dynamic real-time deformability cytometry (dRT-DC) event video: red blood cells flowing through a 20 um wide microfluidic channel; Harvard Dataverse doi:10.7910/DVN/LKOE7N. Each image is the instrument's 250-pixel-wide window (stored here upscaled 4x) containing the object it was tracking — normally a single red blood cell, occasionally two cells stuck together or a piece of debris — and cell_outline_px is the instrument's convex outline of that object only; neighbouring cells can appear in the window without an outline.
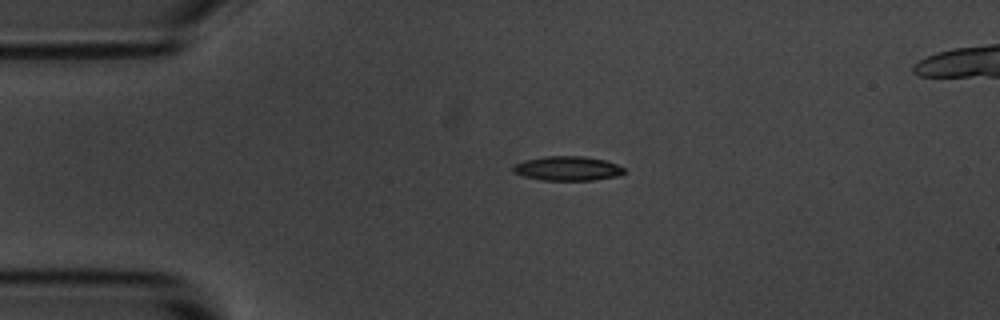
{"species": "common noctule bat (a hibernating species)", "species_latin": "Nyctalus noctula", "temperature_condition": "room temperature", "stored_images_in_passage": 5, "camera_frame_rate_fps": 3000, "um_per_image_px": 0.085, "animal": {"sex": "male", "body_mass_g": 20.1, "forearm_length_mm": 53.5}, "frame": {"image": 1, "passage_image": 3, "time_ms": 2.333, "image_size_px": [1000, 320], "cell_outline_px": [[624, 172], [616, 176], [592, 180], [544, 180], [524, 176], [512, 172], [512, 164], [524, 160], [544, 156], [584, 156], [604, 160], [616, 164], [624, 168]], "centroid_in_image_um": [48.18, 14.31], "position_along_channel_um": 36.8, "area_um2": 15.72}}